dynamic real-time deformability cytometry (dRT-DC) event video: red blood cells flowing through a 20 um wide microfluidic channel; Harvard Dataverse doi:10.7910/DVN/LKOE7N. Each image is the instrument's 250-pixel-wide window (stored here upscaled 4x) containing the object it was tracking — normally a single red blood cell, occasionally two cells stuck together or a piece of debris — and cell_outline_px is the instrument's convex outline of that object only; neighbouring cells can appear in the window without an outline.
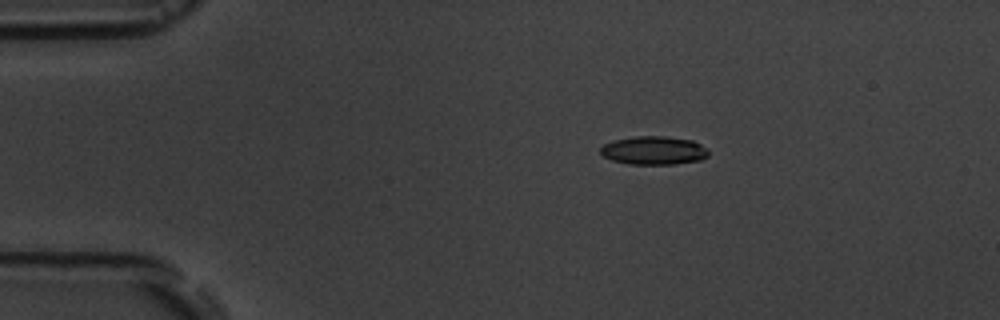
{"species": "common noctule bat (a hibernating species)", "species_latin": "Nyctalus noctula", "temperature_condition": "room temperature", "stored_images_in_passage": 3, "segment_of_instrument_passage": [1, 2], "camera_frame_rate_fps": 3000, "um_per_image_px": 0.085, "animal": {"sex": "male", "body_mass_g": 19.5, "forearm_length_mm": 54.6}, "frame": {"image": 1, "passage_image": 1, "time_ms": 0.0, "image_size_px": [1000, 320], "cell_outline_px": [[708, 156], [700, 160], [672, 164], [628, 164], [612, 160], [604, 156], [600, 152], [600, 148], [604, 144], [612, 140], [632, 136], [664, 136], [692, 140], [708, 148]], "centroid_in_image_um": [55.56, 12.78], "position_along_channel_um": 29.4, "area_um2": 17.98}}